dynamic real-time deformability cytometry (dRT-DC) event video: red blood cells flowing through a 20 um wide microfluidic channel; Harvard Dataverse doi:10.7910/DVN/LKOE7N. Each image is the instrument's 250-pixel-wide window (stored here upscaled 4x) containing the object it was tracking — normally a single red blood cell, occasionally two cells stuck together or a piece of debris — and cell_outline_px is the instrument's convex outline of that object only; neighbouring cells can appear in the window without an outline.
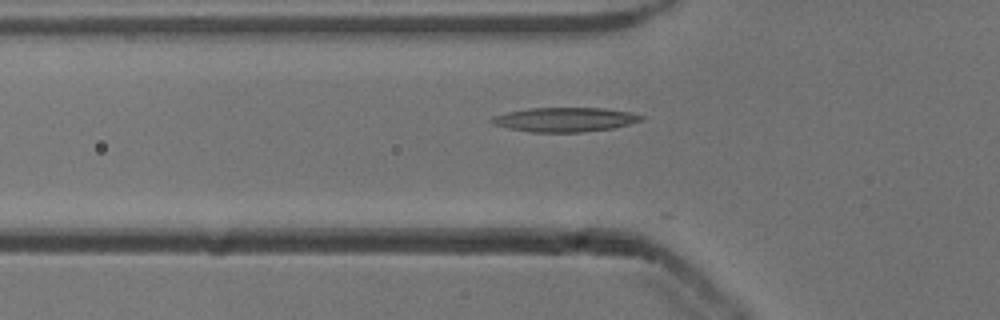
{"species": "common noctule bat (a hibernating species)", "species_latin": "Nyctalus noctula", "temperature_condition": "cold", "stored_images_in_passage": 45, "camera_frame_rate_fps": 3000, "um_per_image_px": 0.085, "animal": {"sex": "male", "body_mass_g": 13.3}, "frame": {"image": 1, "passage_image": 16, "time_ms": 5.0, "image_size_px": [1000, 320], "cell_outline_px": [[644, 120], [612, 128], [580, 132], [532, 132], [508, 128], [492, 124], [488, 120], [492, 116], [508, 112], [528, 108], [604, 108], [628, 112], [644, 116]], "centroid_in_image_um": [47.97, 10.16], "position_along_channel_um": 77.8, "area_um2": 21.1}}
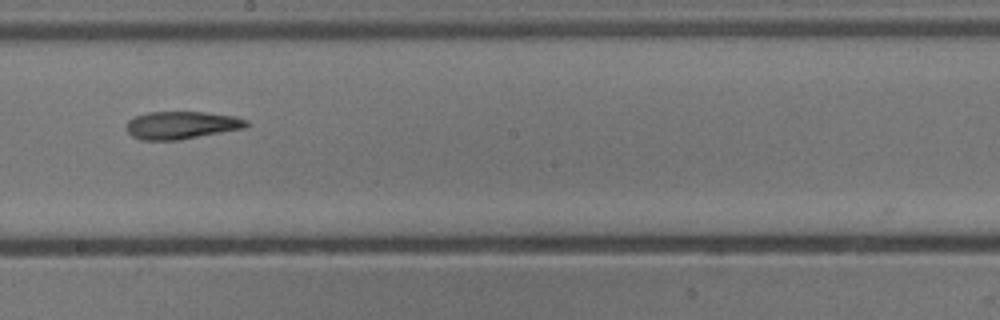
{"frame": {"image": 2, "passage_image": 28, "time_ms": 9.0, "image_size_px": [1000, 320], "cell_outline_px": [[252, 124], [244, 128], [180, 140], [140, 140], [132, 136], [128, 132], [128, 120], [136, 116], [148, 112], [204, 112], [236, 116], [248, 120]], "centroid_in_image_um": [15.48, 10.64], "position_along_channel_um": 232.7, "area_um2": 19.42}}
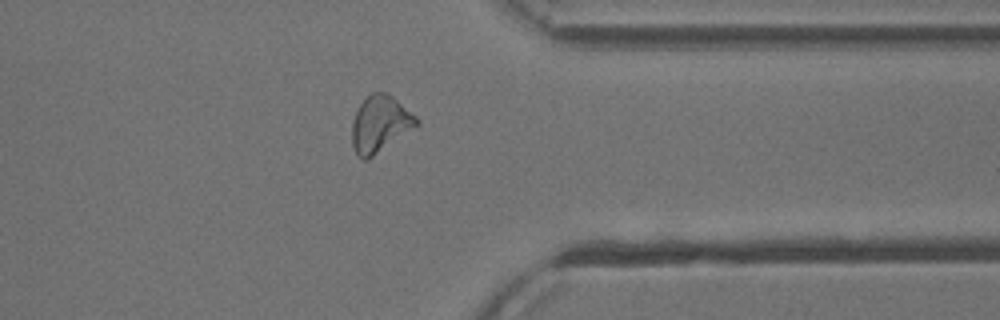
{"frame": {"image": 3, "passage_image": 40, "time_ms": 13.0, "image_size_px": [1000, 320], "cell_outline_px": [[420, 124], [372, 156], [364, 160], [356, 152], [352, 144], [352, 120], [360, 104], [372, 92], [388, 92], [416, 116], [420, 120]], "centroid_in_image_um": [32.32, 10.5], "position_along_channel_um": 379.1, "area_um2": 20.92}}